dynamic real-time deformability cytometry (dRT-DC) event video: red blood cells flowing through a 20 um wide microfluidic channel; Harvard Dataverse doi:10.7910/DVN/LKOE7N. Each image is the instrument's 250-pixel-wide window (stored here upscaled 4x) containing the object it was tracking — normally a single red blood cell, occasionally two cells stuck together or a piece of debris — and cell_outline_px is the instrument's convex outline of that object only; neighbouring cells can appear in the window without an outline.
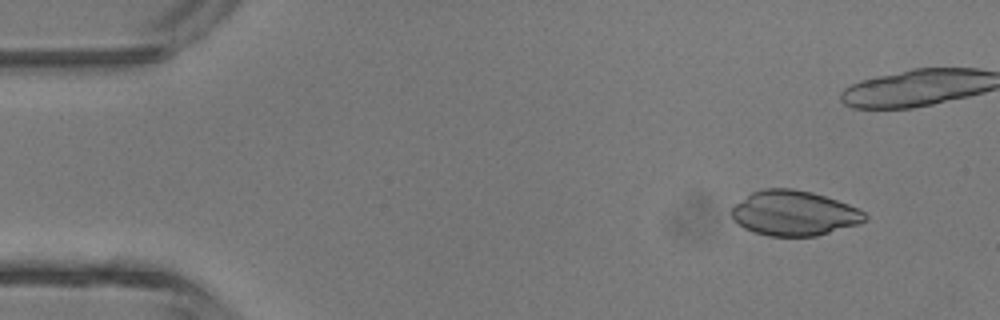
{"species": "common noctule bat (a hibernating species)", "species_latin": "Nyctalus noctula", "temperature_condition": "room temperature", "stored_images_in_passage": 5, "camera_frame_rate_fps": 3000, "um_per_image_px": 0.085, "animal": {"sex": "male", "body_mass_g": 13.3}, "frame": {"image": 1, "passage_image": 2, "time_ms": 1.0, "image_size_px": [1000, 320], "cell_outline_px": [[868, 220], [860, 224], [816, 236], [768, 236], [744, 228], [732, 220], [732, 208], [736, 204], [752, 192], [764, 188], [792, 188], [812, 192], [848, 204], [864, 212], [868, 216]], "centroid_in_image_um": [67.51, 18.12], "position_along_channel_um": 17.5, "area_um2": 34.91}}